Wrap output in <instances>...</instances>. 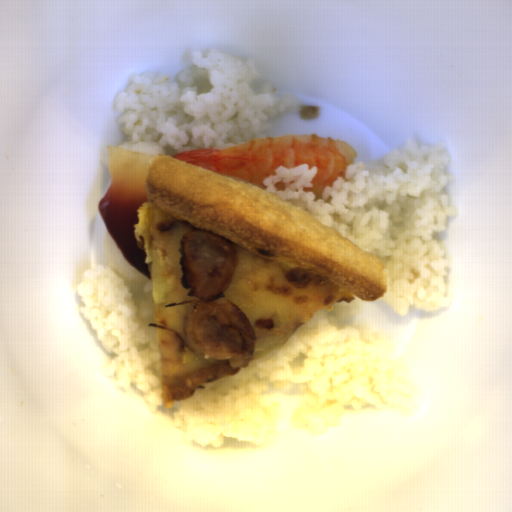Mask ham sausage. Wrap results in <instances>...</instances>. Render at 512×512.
Masks as SVG:
<instances>
[{"label":"ham sausage","instance_id":"0cea0756","mask_svg":"<svg viewBox=\"0 0 512 512\" xmlns=\"http://www.w3.org/2000/svg\"><path fill=\"white\" fill-rule=\"evenodd\" d=\"M178 262L187 296L198 298L183 321L195 348L219 361L252 357L256 331L248 315L223 296L239 263V250L226 236L209 229L187 232L180 240Z\"/></svg>","mask_w":512,"mask_h":512}]
</instances>
